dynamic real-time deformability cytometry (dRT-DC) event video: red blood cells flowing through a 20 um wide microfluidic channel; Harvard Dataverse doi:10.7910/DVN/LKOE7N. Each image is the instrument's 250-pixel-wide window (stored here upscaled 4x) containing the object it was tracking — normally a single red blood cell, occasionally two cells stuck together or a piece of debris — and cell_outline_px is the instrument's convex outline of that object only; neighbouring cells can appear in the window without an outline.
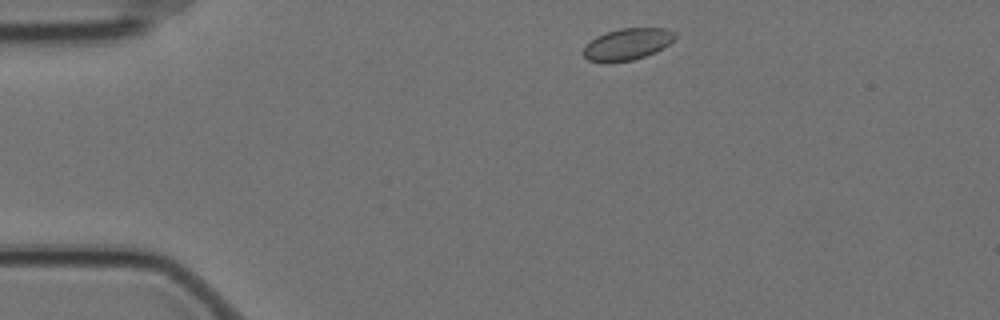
{"species": "Egyptian fruit bat (a non-hibernating species)", "species_latin": "Rousettus aegyptiacus", "temperature_condition": "cold", "stored_images_in_passage": 3, "camera_frame_rate_fps": 3000, "um_per_image_px": 0.085, "animal": {"sex": "female"}, "frame": {"image": 1, "passage_image": 1, "time_ms": 0.0, "image_size_px": [1000, 320], "cell_outline_px": [[676, 40], [656, 52], [632, 60], [588, 60], [580, 52], [596, 36], [620, 28], [664, 28], [676, 32]], "centroid_in_image_um": [53.39, 3.72], "position_along_channel_um": 31.6, "area_um2": 16.53}}